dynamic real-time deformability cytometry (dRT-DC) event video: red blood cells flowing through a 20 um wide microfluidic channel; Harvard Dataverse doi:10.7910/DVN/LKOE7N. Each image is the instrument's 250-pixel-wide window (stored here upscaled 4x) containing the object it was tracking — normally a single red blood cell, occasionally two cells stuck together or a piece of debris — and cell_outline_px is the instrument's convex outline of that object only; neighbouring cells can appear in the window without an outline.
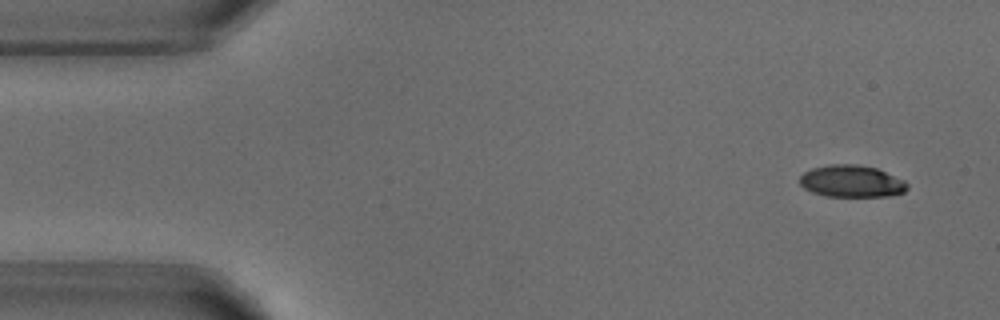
{"species": "common noctule bat (a hibernating species)", "species_latin": "Nyctalus noctula", "temperature_condition": "warm", "stored_images_in_passage": 4, "camera_frame_rate_fps": 3000, "um_per_image_px": 0.085, "animal": {"sex": "male", "body_mass_g": 18.8}, "frame": {"image": 1, "passage_image": 1, "time_ms": 0.0, "image_size_px": [1000, 320], "cell_outline_px": [[908, 188], [904, 192], [888, 196], [828, 196], [812, 192], [804, 188], [800, 184], [800, 176], [804, 172], [812, 168], [828, 164], [856, 164], [876, 168], [904, 180], [908, 184]], "centroid_in_image_um": [72.38, 15.4], "position_along_channel_um": 12.6, "area_um2": 20.0}}
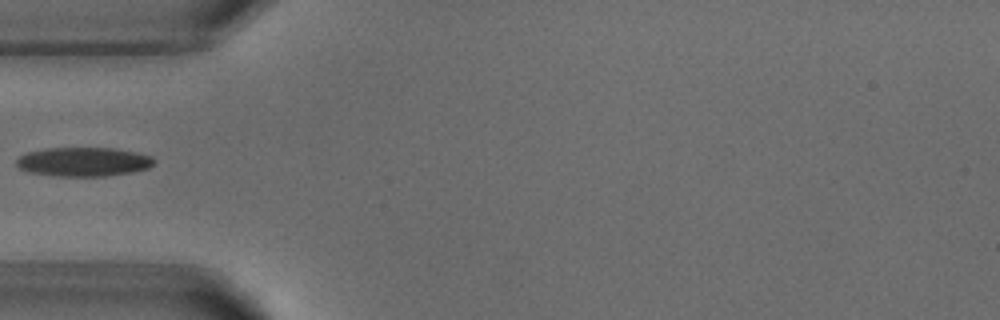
{"frame": {"image": 2, "passage_image": 4, "time_ms": 4.333, "image_size_px": [1000, 320], "cell_outline_px": [[156, 160], [148, 168], [132, 172], [104, 176], [56, 176], [28, 172], [20, 168], [16, 164], [16, 160], [24, 152], [44, 148], [112, 148], [136, 152], [152, 156]], "centroid_in_image_um": [7.07, 13.74], "position_along_channel_um": 77.9, "area_um2": 23.41}}